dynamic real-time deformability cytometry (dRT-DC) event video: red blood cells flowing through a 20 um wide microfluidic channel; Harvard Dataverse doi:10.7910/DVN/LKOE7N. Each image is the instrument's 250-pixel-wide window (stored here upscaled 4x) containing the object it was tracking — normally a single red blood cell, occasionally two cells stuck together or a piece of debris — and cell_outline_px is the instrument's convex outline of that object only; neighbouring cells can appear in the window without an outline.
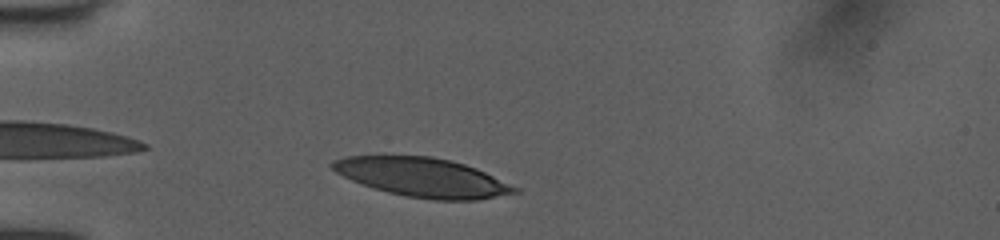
{"species": "human", "species_latin": "Homo sapiens", "temperature_condition": "room temperature", "stored_images_in_passage": 33, "camera_frame_rate_fps": 3000, "um_per_image_px": 0.085, "donor": {"sex": "female"}, "frame": {"image": 1, "passage_image": 3, "time_ms": 0.667, "image_size_px": [1000, 240], "cell_outline_px": [[520, 192], [476, 200], [432, 200], [404, 196], [372, 188], [352, 180], [336, 172], [328, 164], [332, 160], [348, 156], [380, 152], [432, 156], [464, 164], [476, 168], [520, 188]], "centroid_in_image_um": [35.83, 15.03], "position_along_channel_um": 49.2, "area_um2": 42.6}}
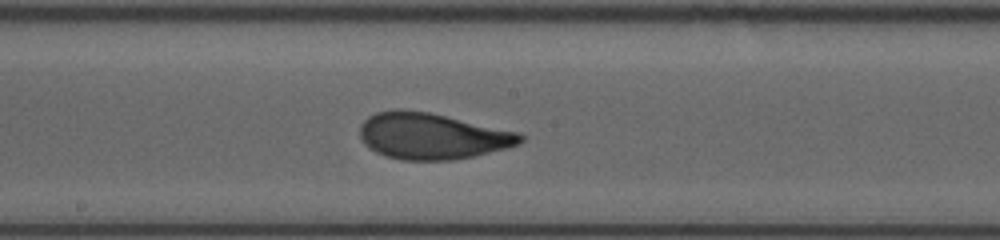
{"frame": {"image": 2, "passage_image": 17, "time_ms": 5.333, "image_size_px": [1000, 240], "cell_outline_px": [[524, 140], [508, 148], [472, 156], [452, 160], [404, 160], [384, 156], [368, 148], [364, 144], [360, 136], [360, 124], [368, 116], [376, 112], [396, 108], [400, 108], [428, 112], [520, 132], [524, 136]], "centroid_in_image_um": [36.69, 11.56], "position_along_channel_um": 211.5, "area_um2": 43.41}}
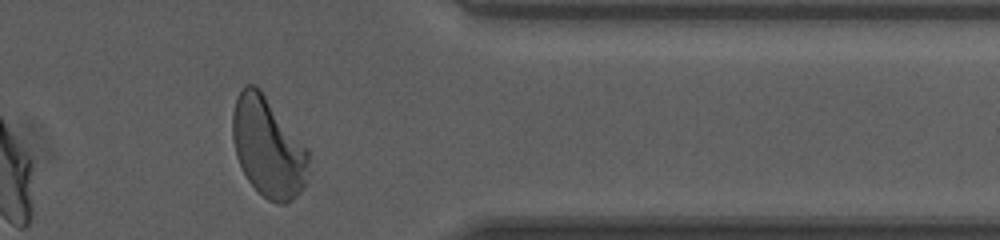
{"frame": {"image": 3, "passage_image": 31, "time_ms": 10.0, "image_size_px": [1000, 240], "cell_outline_px": [[312, 172], [304, 188], [292, 200], [284, 204], [280, 204], [268, 200], [248, 180], [236, 156], [232, 140], [232, 112], [236, 96], [244, 84], [256, 84], [260, 88], [308, 148]], "centroid_in_image_um": [22.82, 12.5], "position_along_channel_um": 388.6, "area_um2": 45.08}, "authors_computed_cell_mechanics": {"area_um2": 42.8876, "velocity_mm_per_s": 4.0174, "shape_relaxation_time_tau1_ms": 3.0495, "shape_relaxation_time_tau2_ms": 0.7281, "deformation_change_tau1": 0.1596, "deformation_change_tau2": 0.0671}}